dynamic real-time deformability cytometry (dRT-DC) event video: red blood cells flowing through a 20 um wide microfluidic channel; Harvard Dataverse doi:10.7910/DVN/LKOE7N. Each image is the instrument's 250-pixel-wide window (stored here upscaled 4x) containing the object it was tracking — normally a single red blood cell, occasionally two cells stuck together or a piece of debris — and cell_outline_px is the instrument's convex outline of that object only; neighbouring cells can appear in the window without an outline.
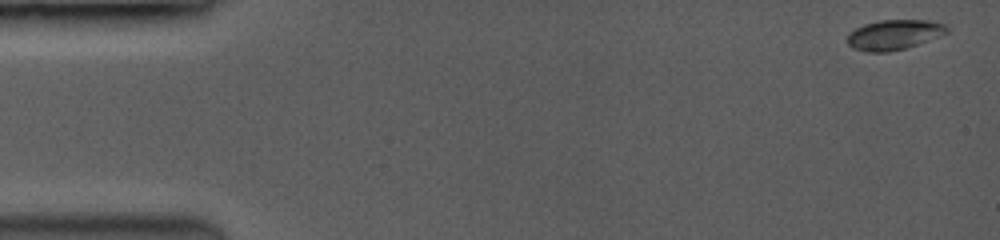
{"species": "common noctule bat (a hibernating species)", "species_latin": "Nyctalus noctula", "temperature_condition": "room temperature", "stored_images_in_passage": 33, "camera_frame_rate_fps": 3500, "um_per_image_px": 0.085, "animal": {"sex": "female", "body_mass_g": 19.0, "forearm_length_mm": 53.3}, "frame": {"image": 1, "passage_image": 1, "time_ms": 0.0, "image_size_px": [1000, 240], "cell_outline_px": [[948, 28], [944, 32], [916, 44], [904, 48], [884, 52], [868, 52], [852, 48], [848, 44], [848, 36], [856, 28], [864, 24], [880, 20], [924, 20], [944, 24]], "centroid_in_image_um": [75.91, 2.94], "position_along_channel_um": 9.1, "area_um2": 16.7}}
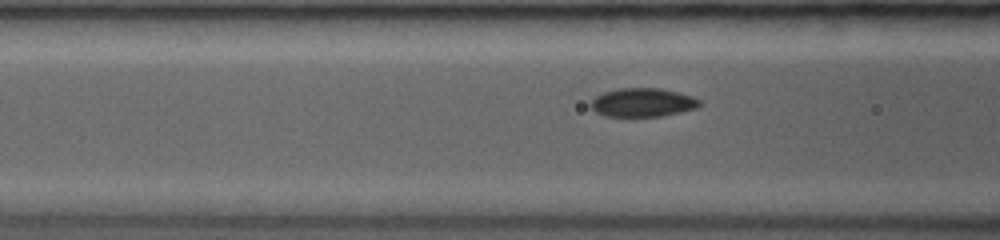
{"frame": {"image": 2, "passage_image": 25, "time_ms": 6.0, "image_size_px": [1000, 240], "cell_outline_px": [[700, 104], [696, 108], [660, 116], [604, 116], [596, 112], [588, 104], [596, 96], [604, 92], [620, 88], [660, 88], [676, 92], [700, 100]], "centroid_in_image_um": [54.56, 8.71], "position_along_channel_um": 112.0, "area_um2": 17.86}}
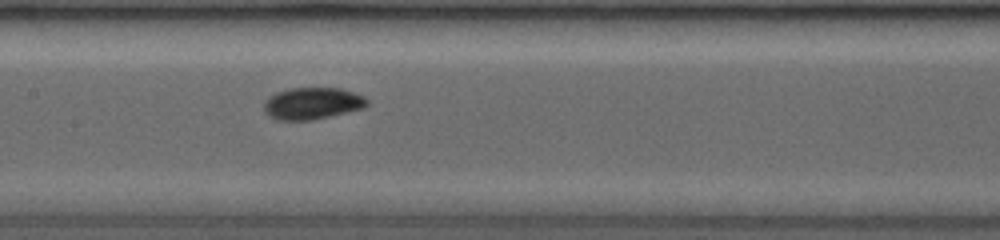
{"frame": {"image": 3, "passage_image": 32, "time_ms": 7.714, "image_size_px": [1000, 240], "cell_outline_px": [[368, 104], [360, 108], [312, 120], [280, 120], [272, 116], [264, 108], [264, 104], [276, 92], [292, 88], [340, 88], [352, 92], [368, 100]], "centroid_in_image_um": [26.54, 8.78], "position_along_channel_um": 180.9, "area_um2": 18.38}}